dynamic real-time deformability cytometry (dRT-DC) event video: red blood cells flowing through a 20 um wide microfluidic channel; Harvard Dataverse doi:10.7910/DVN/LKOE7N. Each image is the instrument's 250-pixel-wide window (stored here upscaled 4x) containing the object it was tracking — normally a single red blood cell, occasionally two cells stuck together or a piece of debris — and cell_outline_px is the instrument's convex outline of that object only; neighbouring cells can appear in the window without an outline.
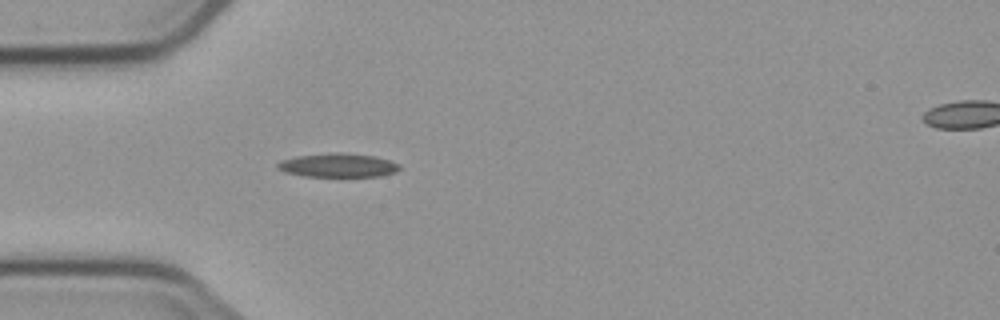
{"species": "common noctule bat (a hibernating species)", "species_latin": "Nyctalus noctula", "temperature_condition": "cold", "stored_images_in_passage": 6, "segment_of_instrument_passage": [1, 2], "camera_frame_rate_fps": 3000, "um_per_image_px": 0.085, "animal": {"sex": "male", "body_mass_g": 23.1, "forearm_length_mm": 52.7}, "frame": {"image": 1, "passage_image": 5, "time_ms": 5.333, "image_size_px": [1000, 320], "cell_outline_px": [[400, 168], [396, 172], [380, 176], [304, 176], [284, 172], [276, 168], [276, 164], [280, 160], [296, 156], [340, 152], [372, 156], [388, 160], [400, 164]], "centroid_in_image_um": [28.69, 14.05], "position_along_channel_um": 56.3, "area_um2": 16.82}}